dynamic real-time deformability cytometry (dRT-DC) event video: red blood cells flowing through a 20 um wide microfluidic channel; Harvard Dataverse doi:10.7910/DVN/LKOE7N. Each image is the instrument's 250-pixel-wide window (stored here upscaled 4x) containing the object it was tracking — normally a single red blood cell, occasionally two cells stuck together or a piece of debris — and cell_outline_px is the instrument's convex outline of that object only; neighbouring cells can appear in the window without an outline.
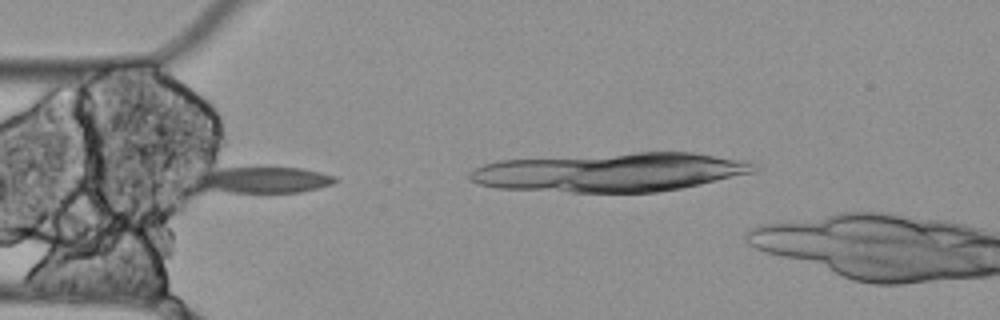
{"species": "Egyptian fruit bat (a non-hibernating species)", "species_latin": "Rousettus aegyptiacus", "temperature_condition": "cold", "stored_images_in_passage": 4, "camera_frame_rate_fps": 3000, "um_per_image_px": 0.085, "animal": {"sex": "female"}, "frame": {"image": 1, "passage_image": 2, "time_ms": 0.333, "image_size_px": [1000, 320], "cell_outline_px": [[340, 180], [332, 184], [300, 192], [232, 192], [200, 188], [188, 180], [196, 172], [220, 168], [300, 168], [320, 172], [336, 176]], "centroid_in_image_um": [22.25, 15.28], "position_along_channel_um": 62.7, "area_um2": 21.62}}
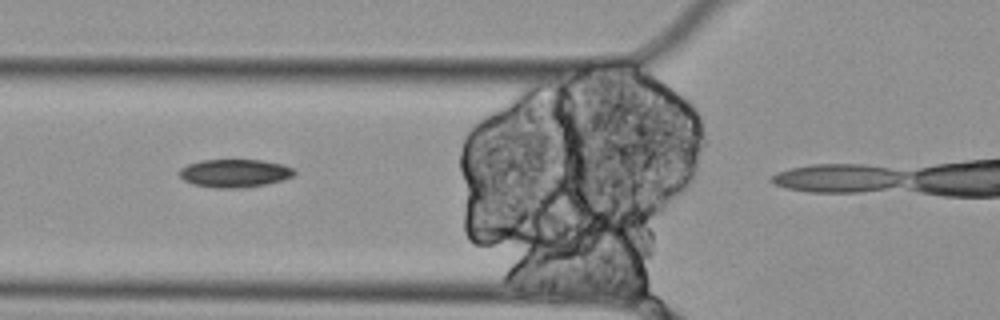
{"frame": {"image": 2, "passage_image": 3, "time_ms": 0.667, "image_size_px": [1000, 320], "cell_outline_px": [[296, 172], [292, 176], [284, 180], [244, 188], [216, 188], [192, 184], [184, 180], [176, 172], [180, 168], [188, 164], [200, 160], [264, 160], [284, 164], [296, 168]], "centroid_in_image_um": [19.96, 14.72], "position_along_channel_um": 105.8, "area_um2": 19.13}}